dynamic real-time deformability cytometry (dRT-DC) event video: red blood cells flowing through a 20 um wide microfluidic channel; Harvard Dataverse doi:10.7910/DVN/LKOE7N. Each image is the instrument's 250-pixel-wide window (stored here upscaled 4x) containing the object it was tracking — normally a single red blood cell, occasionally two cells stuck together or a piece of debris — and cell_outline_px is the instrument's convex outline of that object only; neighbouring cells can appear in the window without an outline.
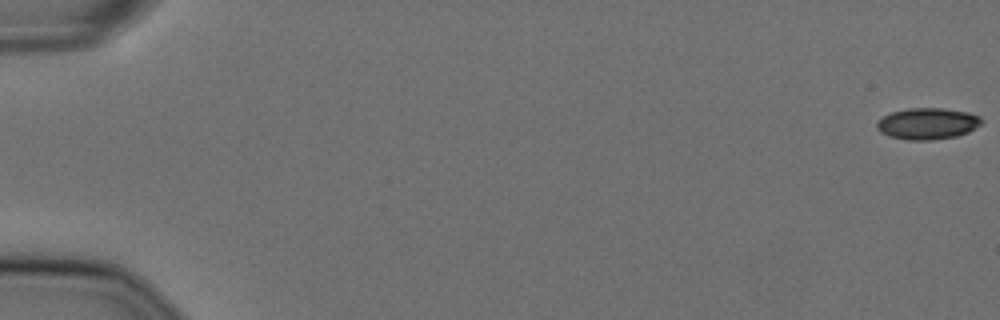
{"species": "Egyptian fruit bat (a non-hibernating species)", "species_latin": "Rousettus aegyptiacus", "temperature_condition": "cold", "stored_images_in_passage": 54, "camera_frame_rate_fps": 3000, "um_per_image_px": 0.085, "animal": {"sex": "female"}, "frame": {"image": 1, "passage_image": 1, "time_ms": 0.0, "image_size_px": [1000, 320], "cell_outline_px": [[984, 120], [980, 124], [968, 132], [956, 136], [932, 140], [908, 140], [888, 136], [880, 132], [876, 128], [876, 124], [884, 116], [892, 112], [908, 108], [944, 108], [968, 112], [980, 116]], "centroid_in_image_um": [78.84, 10.51], "position_along_channel_um": 6.2, "area_um2": 19.19}}
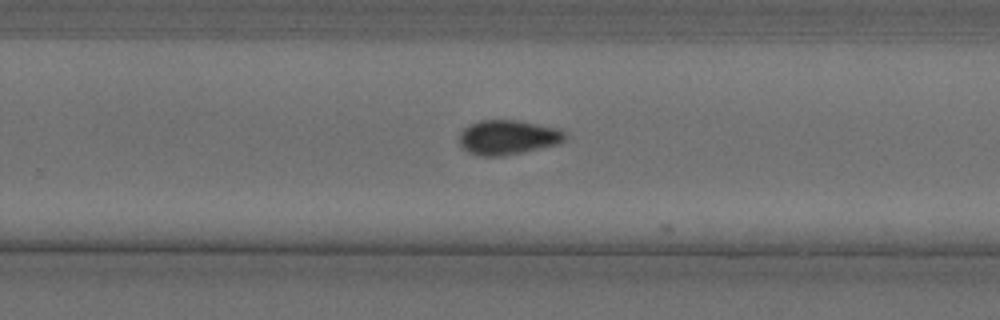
{"frame": {"image": 2, "passage_image": 38, "time_ms": 12.333, "image_size_px": [1000, 320], "cell_outline_px": [[568, 136], [564, 140], [556, 144], [520, 152], [500, 156], [480, 156], [468, 152], [460, 144], [460, 132], [468, 124], [480, 120], [520, 120], [560, 128]], "centroid_in_image_um": [43.16, 11.65], "position_along_channel_um": 286.6, "area_um2": 21.27}}
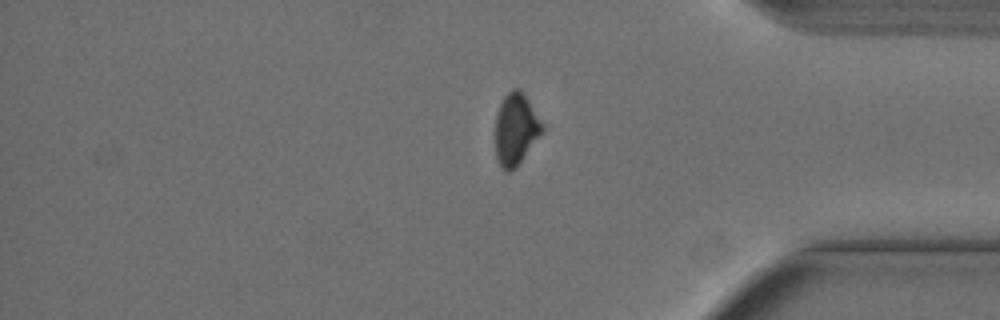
{"frame": {"image": 3, "passage_image": 48, "time_ms": 15.667, "image_size_px": [1000, 320], "cell_outline_px": [[544, 132], [516, 168], [508, 172], [504, 172], [496, 156], [496, 116], [500, 104], [504, 96], [512, 88], [520, 88], [524, 92], [544, 124]], "centroid_in_image_um": [43.88, 10.97], "position_along_channel_um": 391.3, "area_um2": 19.94}}